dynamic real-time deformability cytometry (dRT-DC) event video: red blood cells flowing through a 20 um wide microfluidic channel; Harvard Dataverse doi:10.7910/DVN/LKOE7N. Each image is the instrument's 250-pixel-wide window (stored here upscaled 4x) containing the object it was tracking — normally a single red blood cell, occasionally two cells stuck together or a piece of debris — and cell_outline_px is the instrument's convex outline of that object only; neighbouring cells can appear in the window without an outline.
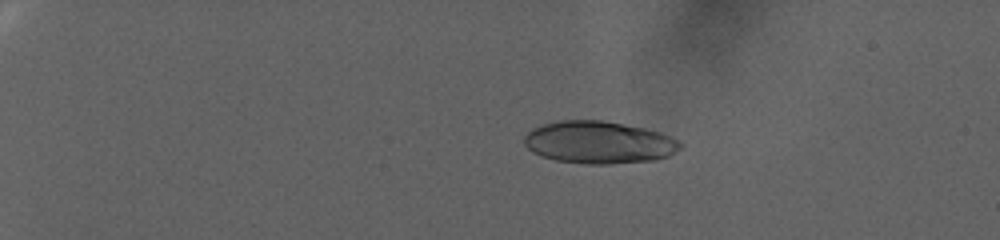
{"species": "human", "species_latin": "Homo sapiens", "temperature_condition": "warm", "stored_images_in_passage": 103, "camera_frame_rate_fps": 3000, "um_per_image_px": 0.085, "donor": {"sex": "female"}, "frame": {"image": 1, "passage_image": 25, "time_ms": 8.0, "image_size_px": [1000, 240], "cell_outline_px": [[684, 144], [676, 152], [668, 156], [656, 160], [608, 164], [584, 164], [556, 160], [540, 156], [532, 152], [524, 144], [524, 136], [532, 128], [556, 120], [600, 120], [624, 124], [644, 128], [660, 132], [680, 140]], "centroid_in_image_um": [50.91, 12.1], "position_along_channel_um": 34.1, "area_um2": 38.84}}
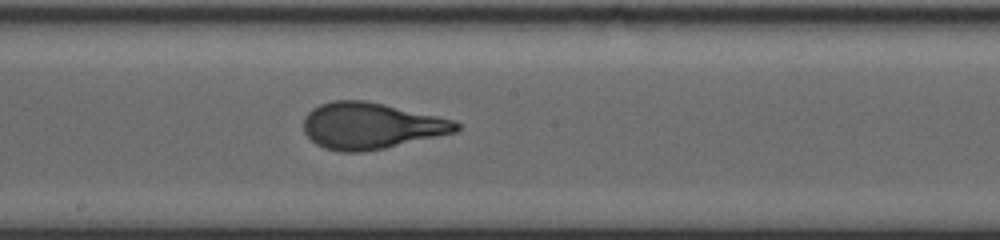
{"frame": {"image": 2, "passage_image": 65, "time_ms": 21.333, "image_size_px": [1000, 240], "cell_outline_px": [[460, 128], [456, 132], [384, 148], [360, 152], [340, 152], [324, 148], [316, 144], [304, 132], [304, 116], [312, 108], [320, 104], [332, 100], [364, 100], [384, 104], [456, 120], [460, 124]], "centroid_in_image_um": [31.52, 10.69], "position_along_channel_um": 216.7, "area_um2": 41.21}}
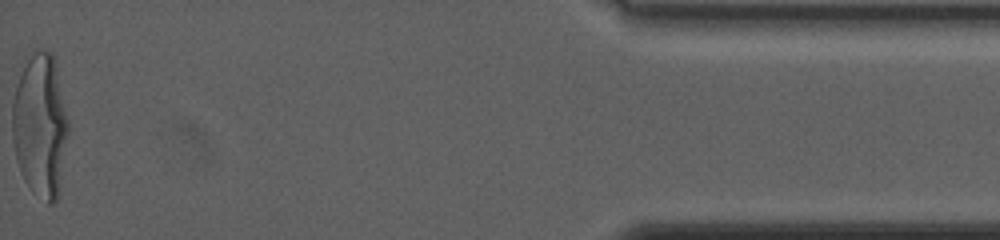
{"frame": {"image": 3, "passage_image": 103, "time_ms": 34.0, "image_size_px": [1000, 240], "cell_outline_px": [[68, 136], [56, 200], [52, 204], [48, 204], [32, 192], [24, 180], [20, 172], [12, 140], [12, 104], [16, 84], [32, 48], [48, 48], [52, 52], [56, 60], [68, 120]], "centroid_in_image_um": [3.41, 10.58], "position_along_channel_um": 431.8, "area_um2": 47.28}, "authors_computed_cell_mechanics": {"area_um2": 40.5756, "velocity_mm_per_s": 2.2182, "shape_relaxation_time_tau1_ms": 9.3971, "shape_relaxation_time_tau2_ms": null, "deformation_change_tau1": 0.2781, "deformation_change_tau2": null}}